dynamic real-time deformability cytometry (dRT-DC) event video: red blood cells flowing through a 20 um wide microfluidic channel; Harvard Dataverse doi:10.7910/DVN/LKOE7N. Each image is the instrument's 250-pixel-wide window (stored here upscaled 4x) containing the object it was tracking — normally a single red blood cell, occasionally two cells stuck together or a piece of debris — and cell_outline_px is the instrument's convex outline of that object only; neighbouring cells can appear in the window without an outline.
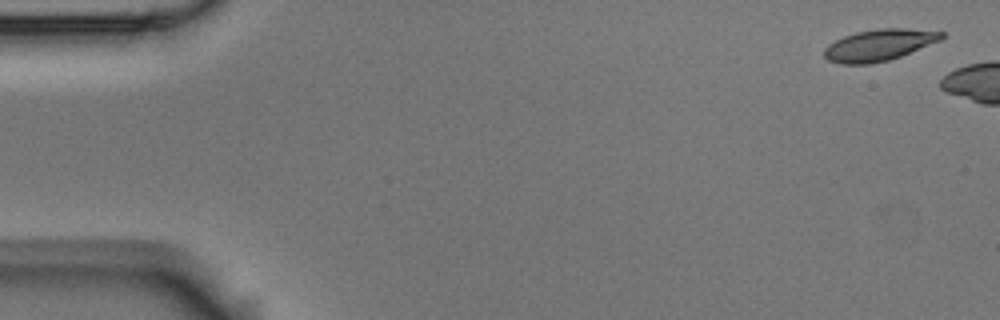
{"species": "Egyptian fruit bat (a non-hibernating species)", "species_latin": "Rousettus aegyptiacus", "temperature_condition": "room temperature", "stored_images_in_passage": 3, "camera_frame_rate_fps": 3000, "um_per_image_px": 0.085, "animal": {"sex": "male"}, "frame": {"image": 1, "passage_image": 1, "time_ms": 0.0, "image_size_px": [1000, 320], "cell_outline_px": [[944, 36], [940, 40], [900, 56], [888, 60], [868, 64], [840, 64], [828, 60], [824, 56], [824, 48], [828, 44], [844, 36], [856, 32], [880, 28], [904, 28], [944, 32]], "centroid_in_image_um": [74.68, 3.83], "position_along_channel_um": 10.3, "area_um2": 21.33}}